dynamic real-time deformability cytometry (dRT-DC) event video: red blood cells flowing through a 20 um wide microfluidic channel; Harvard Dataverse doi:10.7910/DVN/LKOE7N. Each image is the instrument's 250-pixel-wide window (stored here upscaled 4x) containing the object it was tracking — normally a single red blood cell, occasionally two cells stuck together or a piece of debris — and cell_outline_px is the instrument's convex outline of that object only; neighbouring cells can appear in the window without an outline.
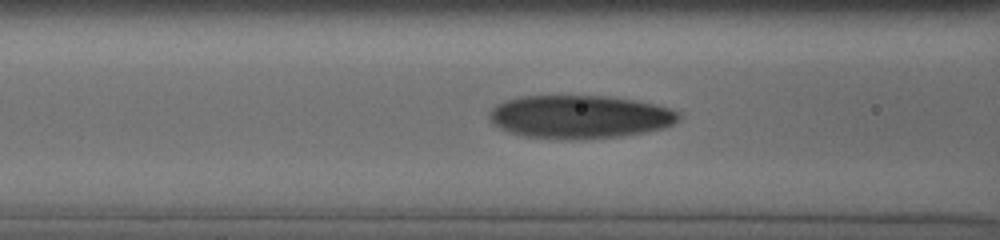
{"species": "human", "species_latin": "Homo sapiens", "temperature_condition": "cold", "stored_images_in_passage": 9, "camera_frame_rate_fps": 3000, "um_per_image_px": 0.085, "donor": {"sex": "male"}, "frame": {"image": 1, "passage_image": 4, "time_ms": 1.333, "image_size_px": [1000, 240], "cell_outline_px": [[680, 116], [672, 124], [664, 128], [644, 132], [620, 136], [568, 140], [552, 140], [524, 136], [508, 132], [492, 124], [488, 116], [492, 108], [496, 104], [508, 100], [524, 96], [608, 96], [636, 100], [668, 108], [680, 112]], "centroid_in_image_um": [49.23, 9.94], "position_along_channel_um": 117.4, "area_um2": 47.8}}
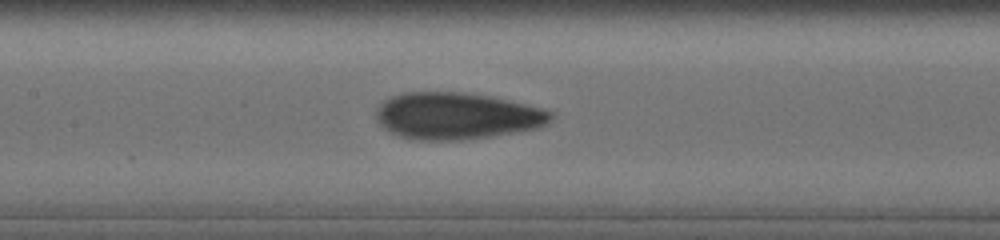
{"frame": {"image": 2, "passage_image": 6, "time_ms": 2.667, "image_size_px": [1000, 240], "cell_outline_px": [[556, 116], [552, 120], [536, 128], [492, 136], [460, 140], [408, 140], [388, 132], [376, 120], [376, 108], [384, 100], [392, 96], [404, 92], [460, 92], [492, 96], [544, 108], [552, 112]], "centroid_in_image_um": [38.8, 9.85], "position_along_channel_um": 168.6, "area_um2": 48.03}}
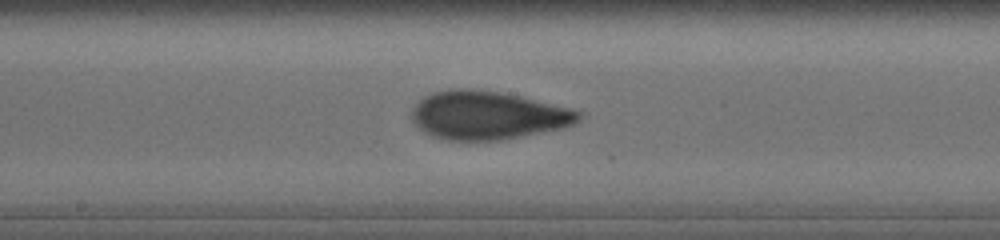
{"frame": {"image": 3, "passage_image": 8, "time_ms": 3.667, "image_size_px": [1000, 240], "cell_outline_px": [[584, 116], [580, 120], [564, 128], [500, 140], [448, 140], [432, 136], [424, 132], [412, 120], [412, 108], [424, 96], [432, 92], [448, 88], [472, 88], [520, 96], [572, 108], [580, 112]], "centroid_in_image_um": [41.45, 9.79], "position_along_channel_um": 206.7, "area_um2": 47.11}}